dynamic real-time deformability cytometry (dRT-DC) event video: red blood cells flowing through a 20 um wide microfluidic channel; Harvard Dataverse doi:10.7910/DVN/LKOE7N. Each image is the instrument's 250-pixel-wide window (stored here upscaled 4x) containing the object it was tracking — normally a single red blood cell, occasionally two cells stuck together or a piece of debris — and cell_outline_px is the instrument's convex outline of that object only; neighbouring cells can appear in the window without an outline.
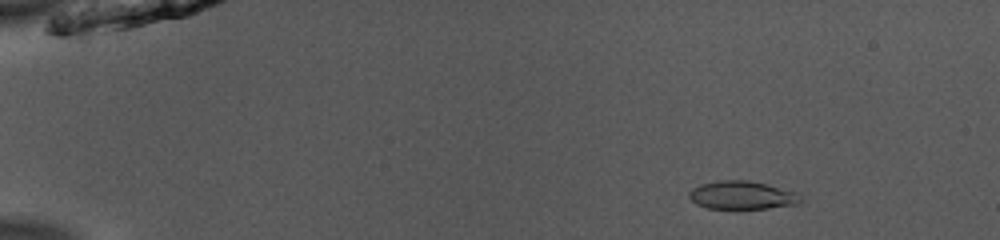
{"species": "common noctule bat (a hibernating species)", "species_latin": "Nyctalus noctula", "temperature_condition": "room temperature", "stored_images_in_passage": 52, "camera_frame_rate_fps": 3000, "um_per_image_px": 0.085, "animal": {"sex": "male", "body_mass_g": 13.0, "forearm_length_mm": 53.1}, "frame": {"image": 1, "passage_image": 8, "time_ms": 2.333, "image_size_px": [1000, 240], "cell_outline_px": [[800, 200], [796, 204], [768, 208], [736, 212], [708, 208], [696, 204], [688, 196], [688, 192], [692, 188], [700, 184], [720, 180], [748, 180], [796, 192], [800, 196]], "centroid_in_image_um": [63.0, 16.64], "position_along_channel_um": 22.0, "area_um2": 18.9}}
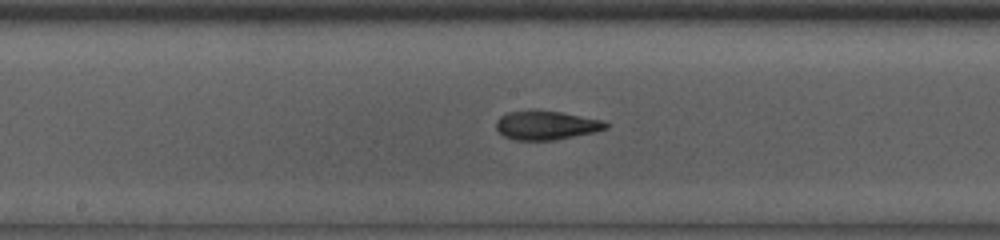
{"frame": {"image": 2, "passage_image": 29, "time_ms": 9.333, "image_size_px": [1000, 240], "cell_outline_px": [[612, 124], [608, 128], [596, 132], [552, 140], [512, 140], [504, 136], [496, 128], [496, 120], [500, 116], [508, 112], [532, 108], [560, 112], [604, 120]], "centroid_in_image_um": [46.44, 10.62], "position_along_channel_um": 201.8, "area_um2": 18.96}}
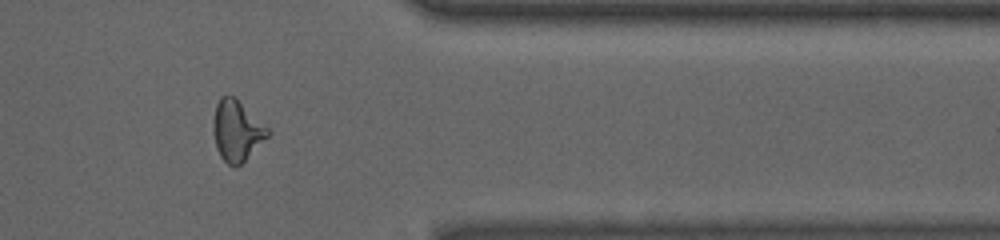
{"frame": {"image": 3, "passage_image": 44, "time_ms": 14.333, "image_size_px": [1000, 240], "cell_outline_px": [[272, 132], [240, 164], [228, 164], [220, 156], [216, 148], [212, 132], [212, 124], [216, 104], [220, 96], [232, 96], [268, 128]], "centroid_in_image_um": [20.08, 11.1], "position_along_channel_um": 391.3, "area_um2": 18.73}, "authors_computed_cell_mechanics": {"area_um2": 18.8717, "velocity_mm_per_s": 3.975, "shape_relaxation_time_tau1_ms": 6.3714, "shape_relaxation_time_tau2_ms": 1.878, "deformation_change_tau1": 0.1722, "deformation_change_tau2": 0.0837}}